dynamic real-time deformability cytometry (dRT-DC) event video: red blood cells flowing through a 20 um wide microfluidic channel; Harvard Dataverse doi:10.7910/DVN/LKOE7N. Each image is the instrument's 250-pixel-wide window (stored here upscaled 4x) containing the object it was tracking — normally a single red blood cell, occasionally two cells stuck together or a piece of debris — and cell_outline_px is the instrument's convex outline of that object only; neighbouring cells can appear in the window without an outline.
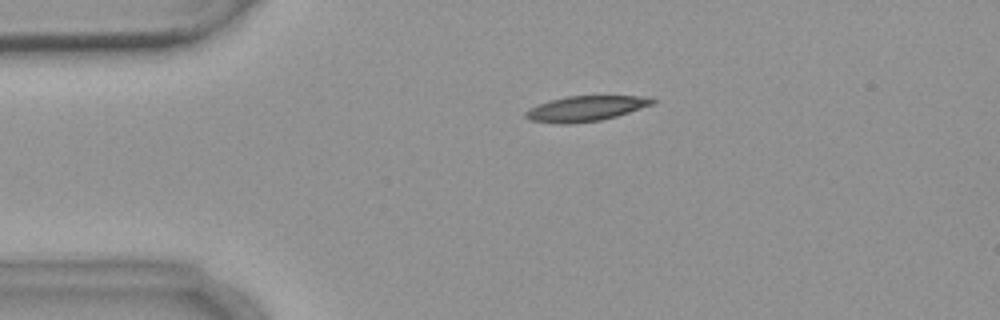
{"species": "common noctule bat (a hibernating species)", "species_latin": "Nyctalus noctula", "temperature_condition": "warm", "stored_images_in_passage": 4, "camera_frame_rate_fps": 3000, "um_per_image_px": 0.085, "animal": {"sex": "female", "body_mass_g": 18.4}, "frame": {"image": 1, "passage_image": 3, "time_ms": 3.0, "image_size_px": [1000, 320], "cell_outline_px": [[656, 104], [616, 116], [600, 120], [572, 124], [564, 124], [528, 120], [524, 116], [524, 112], [528, 108], [548, 100], [568, 96], [652, 96], [656, 100]], "centroid_in_image_um": [49.79, 9.22], "position_along_channel_um": 35.2, "area_um2": 18.96}}